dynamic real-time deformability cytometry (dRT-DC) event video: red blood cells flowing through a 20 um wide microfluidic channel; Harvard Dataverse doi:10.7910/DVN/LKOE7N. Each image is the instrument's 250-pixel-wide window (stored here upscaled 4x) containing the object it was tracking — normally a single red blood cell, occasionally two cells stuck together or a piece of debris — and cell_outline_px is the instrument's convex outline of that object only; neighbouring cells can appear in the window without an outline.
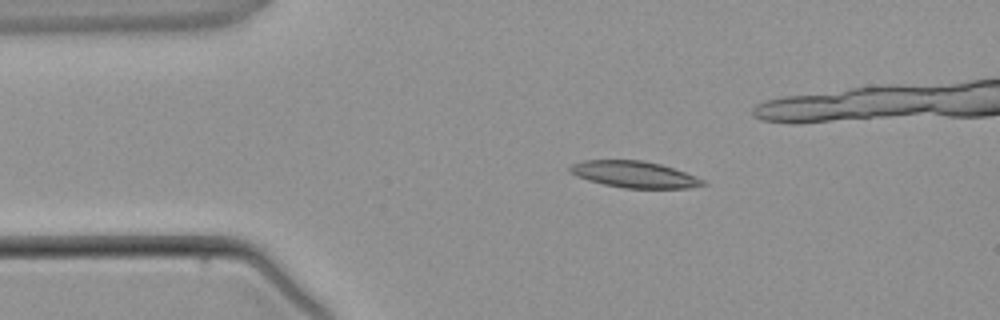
{"species": "common noctule bat (a hibernating species)", "species_latin": "Nyctalus noctula", "temperature_condition": "warm", "stored_images_in_passage": 3, "camera_frame_rate_fps": 3000, "um_per_image_px": 0.085, "animal": {"sex": "male", "body_mass_g": 21.5, "forearm_length_mm": 52.0}, "frame": {"image": 1, "passage_image": 1, "time_ms": 0.0, "image_size_px": [1000, 320], "cell_outline_px": [[708, 184], [688, 188], [624, 188], [604, 184], [588, 180], [576, 176], [568, 172], [568, 168], [572, 164], [584, 160], [640, 160], [660, 164], [696, 176], [704, 180]], "centroid_in_image_um": [53.89, 14.82], "position_along_channel_um": 31.1, "area_um2": 20.46}}